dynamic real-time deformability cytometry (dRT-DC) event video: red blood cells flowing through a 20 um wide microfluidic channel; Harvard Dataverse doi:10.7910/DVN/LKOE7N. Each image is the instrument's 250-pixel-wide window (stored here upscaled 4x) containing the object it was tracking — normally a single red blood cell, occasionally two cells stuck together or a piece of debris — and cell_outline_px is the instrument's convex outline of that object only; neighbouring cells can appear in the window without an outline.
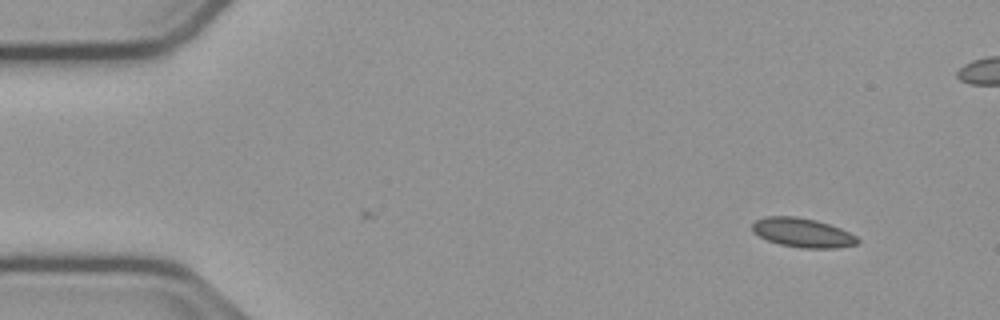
{"species": "common noctule bat (a hibernating species)", "species_latin": "Nyctalus noctula", "temperature_condition": "cold", "stored_images_in_passage": 51, "camera_frame_rate_fps": 3000, "um_per_image_px": 0.085, "animal": {"sex": "male", "body_mass_g": 23.1, "forearm_length_mm": 52.7}, "frame": {"image": 1, "passage_image": 1, "time_ms": 0.0, "image_size_px": [1000, 320], "cell_outline_px": [[860, 240], [856, 244], [836, 248], [800, 248], [780, 244], [768, 240], [752, 232], [752, 224], [756, 220], [764, 216], [796, 216], [816, 220], [840, 228], [856, 236]], "centroid_in_image_um": [68.2, 19.77], "position_along_channel_um": 16.8, "area_um2": 17.86}}
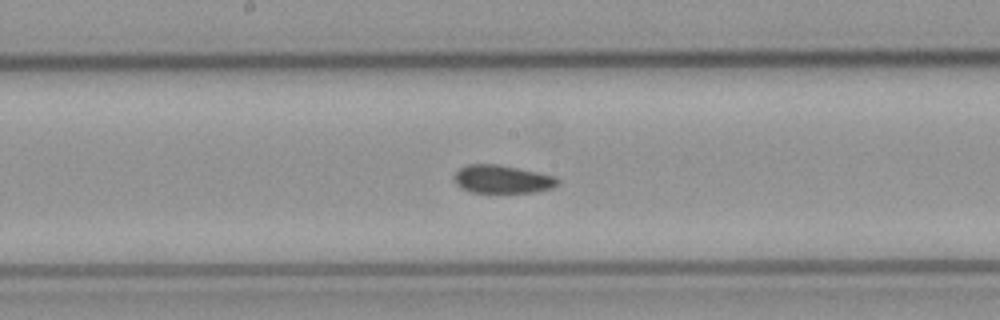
{"frame": {"image": 2, "passage_image": 24, "time_ms": 7.667, "image_size_px": [1000, 320], "cell_outline_px": [[560, 184], [552, 188], [532, 192], [468, 192], [460, 188], [456, 184], [452, 176], [460, 168], [468, 164], [496, 164], [556, 176], [560, 180]], "centroid_in_image_um": [42.67, 15.24], "position_along_channel_um": 205.5, "area_um2": 16.99}}
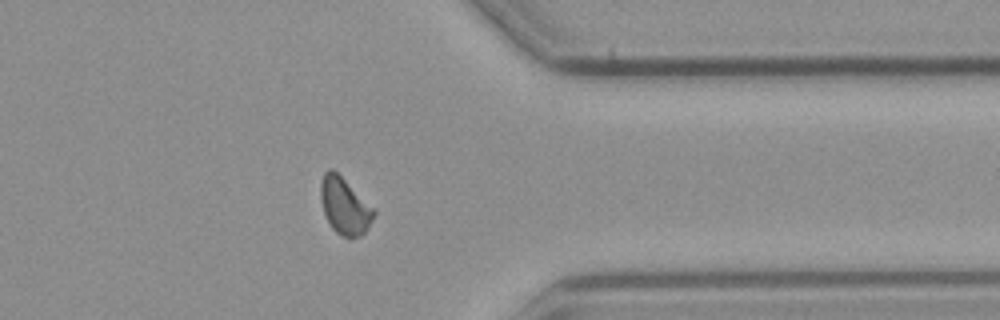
{"frame": {"image": 3, "passage_image": 39, "time_ms": 12.667, "image_size_px": [1000, 320], "cell_outline_px": [[376, 212], [368, 228], [360, 236], [352, 240], [348, 240], [336, 232], [332, 228], [324, 212], [320, 196], [320, 184], [324, 172], [328, 168], [332, 168]], "centroid_in_image_um": [29.27, 17.55], "position_along_channel_um": 382.1, "area_um2": 17.22}, "authors_computed_cell_mechanics": {"area_um2": 17.4556, "velocity_mm_per_s": 3.7669, "shape_relaxation_time_tau1_ms": null, "shape_relaxation_time_tau2_ms": 3.4916, "deformation_change_tau1": null, "deformation_change_tau2": 0.076}}